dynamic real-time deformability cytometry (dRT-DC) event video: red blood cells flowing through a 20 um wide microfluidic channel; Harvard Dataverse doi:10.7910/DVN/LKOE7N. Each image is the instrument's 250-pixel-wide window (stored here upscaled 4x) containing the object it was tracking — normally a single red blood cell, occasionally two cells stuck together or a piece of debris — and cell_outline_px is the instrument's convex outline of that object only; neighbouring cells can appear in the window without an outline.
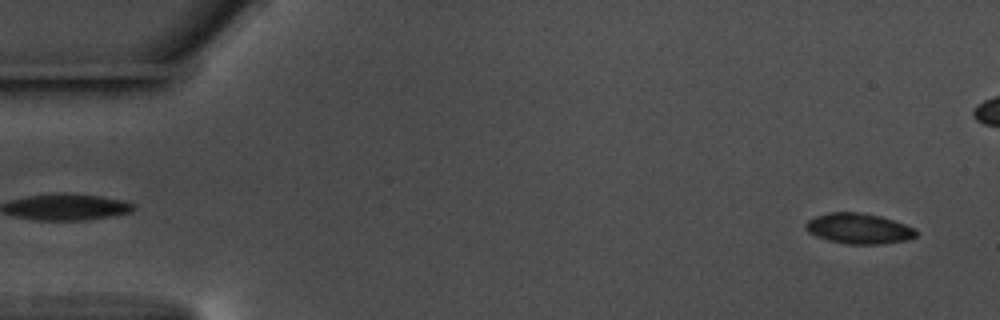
{"species": "common noctule bat (a hibernating species)", "species_latin": "Nyctalus noctula", "temperature_condition": "warm", "stored_images_in_passage": 51, "camera_frame_rate_fps": 3000, "um_per_image_px": 0.085, "animal": {"sex": "male", "body_mass_g": 17.5, "forearm_length_mm": 52.3}, "frame": {"image": 1, "passage_image": 3, "time_ms": 0.667, "image_size_px": [1000, 320], "cell_outline_px": [[916, 236], [908, 240], [880, 244], [848, 244], [828, 240], [816, 236], [808, 232], [804, 228], [804, 224], [808, 220], [816, 216], [828, 212], [856, 212], [880, 216], [916, 228]], "centroid_in_image_um": [72.97, 19.43], "position_along_channel_um": 12.0, "area_um2": 19.59}}
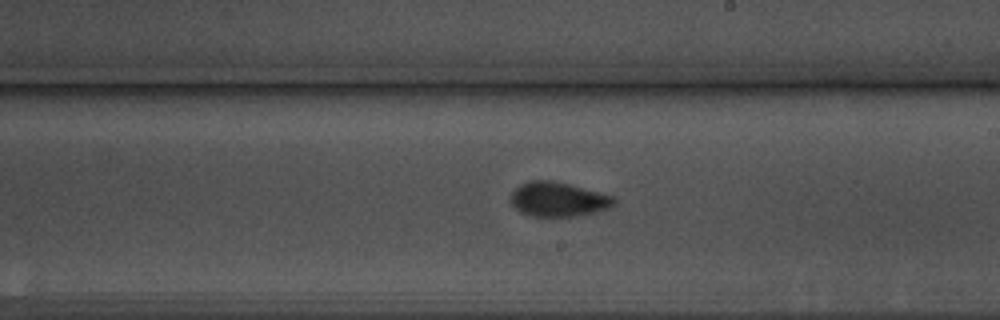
{"frame": {"image": 2, "passage_image": 33, "time_ms": 10.667, "image_size_px": [1000, 320], "cell_outline_px": [[616, 204], [608, 208], [576, 216], [532, 216], [520, 212], [512, 204], [512, 192], [520, 184], [532, 180], [552, 180], [568, 184], [612, 196], [616, 200]], "centroid_in_image_um": [47.43, 16.94], "position_along_channel_um": 241.6, "area_um2": 20.35}}
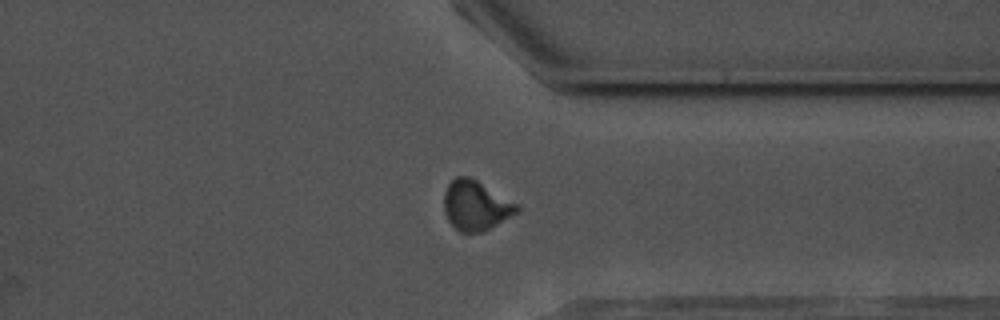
{"frame": {"image": 3, "passage_image": 44, "time_ms": 14.333, "image_size_px": [1000, 320], "cell_outline_px": [[520, 212], [484, 232], [460, 232], [448, 220], [444, 212], [444, 192], [448, 184], [456, 176], [468, 176], [476, 180], [516, 204], [520, 208]], "centroid_in_image_um": [40.43, 17.49], "position_along_channel_um": 371.0, "area_um2": 20.98}, "authors_computed_cell_mechanics": {"area_um2": 19.941, "velocity_mm_per_s": 3.5694, "shape_relaxation_time_tau1_ms": 4.4207, "shape_relaxation_time_tau2_ms": 0.9546, "deformation_change_tau1": 0.1274, "deformation_change_tau2": 0.0411}}